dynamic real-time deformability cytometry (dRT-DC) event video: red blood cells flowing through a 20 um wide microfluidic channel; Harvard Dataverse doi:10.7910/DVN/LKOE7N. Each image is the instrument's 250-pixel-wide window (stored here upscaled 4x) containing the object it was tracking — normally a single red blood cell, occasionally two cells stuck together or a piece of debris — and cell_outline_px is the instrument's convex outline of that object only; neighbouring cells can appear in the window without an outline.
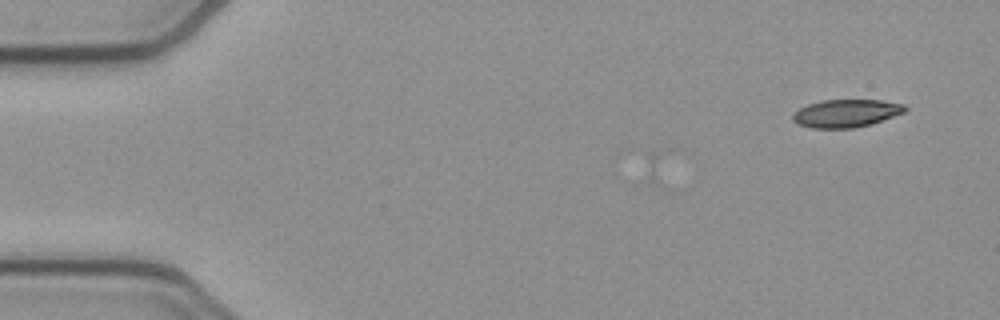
{"species": "common noctule bat (a hibernating species)", "species_latin": "Nyctalus noctula", "temperature_condition": "cold", "stored_images_in_passage": 3, "camera_frame_rate_fps": 3000, "um_per_image_px": 0.085, "animal": {"sex": "female", "body_mass_g": 21.9}, "frame": {"image": 1, "passage_image": 1, "time_ms": 0.0, "image_size_px": [1000, 320], "cell_outline_px": [[908, 108], [904, 112], [872, 124], [852, 128], [812, 128], [796, 124], [792, 120], [792, 112], [808, 104], [824, 100], [880, 100], [904, 104]], "centroid_in_image_um": [71.89, 9.63], "position_along_channel_um": 13.1, "area_um2": 18.26}}